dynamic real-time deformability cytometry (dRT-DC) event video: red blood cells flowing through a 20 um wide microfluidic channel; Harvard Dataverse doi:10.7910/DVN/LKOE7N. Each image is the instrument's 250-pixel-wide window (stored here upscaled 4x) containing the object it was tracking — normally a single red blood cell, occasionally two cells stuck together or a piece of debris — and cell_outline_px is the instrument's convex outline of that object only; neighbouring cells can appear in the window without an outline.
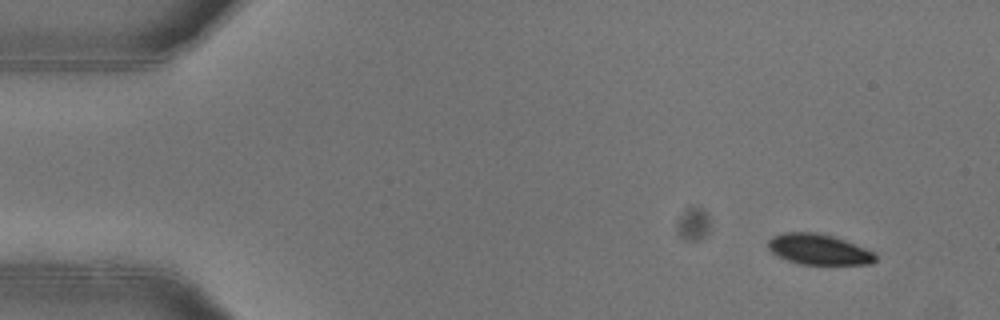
{"species": "common noctule bat (a hibernating species)", "species_latin": "Nyctalus noctula", "temperature_condition": "warm", "stored_images_in_passage": 17, "camera_frame_rate_fps": 3000, "um_per_image_px": 0.085, "animal": {"sex": "female"}, "frame": {"image": 1, "passage_image": 5, "time_ms": 1.333, "image_size_px": [1000, 320], "cell_outline_px": [[876, 260], [872, 264], [800, 264], [788, 260], [772, 252], [768, 248], [768, 240], [772, 236], [784, 232], [816, 232], [832, 236], [844, 240], [864, 248], [872, 252], [876, 256]], "centroid_in_image_um": [69.56, 21.19], "position_along_channel_um": 15.4, "area_um2": 18.9}}
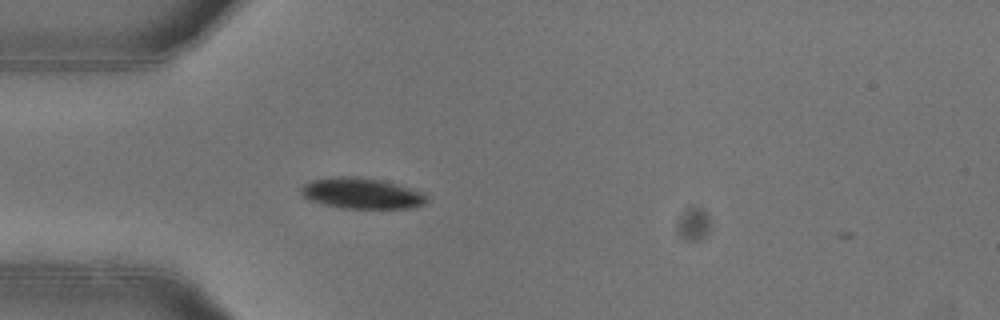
{"frame": {"image": 2, "passage_image": 16, "time_ms": 5.0, "image_size_px": [1000, 320], "cell_outline_px": [[428, 200], [424, 204], [408, 208], [340, 208], [308, 200], [300, 196], [300, 188], [304, 184], [312, 180], [336, 176], [356, 176], [380, 180], [396, 184], [424, 192], [428, 196]], "centroid_in_image_um": [30.71, 16.43], "position_along_channel_um": 54.3, "area_um2": 22.72}}